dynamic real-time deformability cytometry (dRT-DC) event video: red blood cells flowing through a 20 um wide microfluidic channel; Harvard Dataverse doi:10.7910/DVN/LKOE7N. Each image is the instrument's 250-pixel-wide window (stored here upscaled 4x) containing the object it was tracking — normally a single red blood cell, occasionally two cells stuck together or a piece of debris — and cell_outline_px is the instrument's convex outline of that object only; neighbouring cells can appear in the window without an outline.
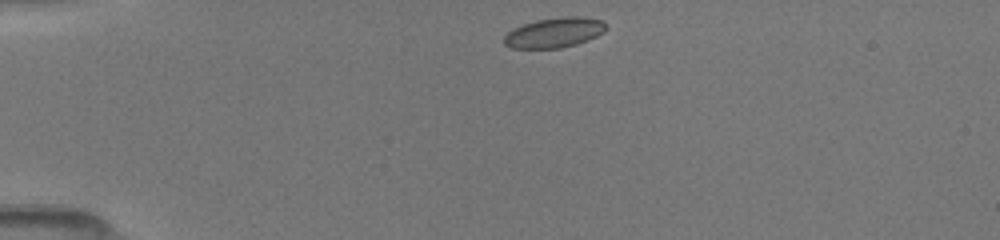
{"species": "common noctule bat (a hibernating species)", "species_latin": "Nyctalus noctula", "temperature_condition": "room temperature", "stored_images_in_passage": 16, "camera_frame_rate_fps": 3000, "um_per_image_px": 0.085, "animal": {"sex": "female", "body_mass_g": 19.5, "forearm_length_mm": 54.1}, "frame": {"image": 1, "passage_image": 1, "time_ms": 0.0, "image_size_px": [1000, 240], "cell_outline_px": [[608, 28], [604, 32], [588, 40], [576, 44], [560, 48], [512, 48], [504, 44], [504, 36], [512, 28], [536, 20], [564, 16], [580, 16], [604, 20], [608, 24]], "centroid_in_image_um": [47.16, 2.76], "position_along_channel_um": 37.8, "area_um2": 18.03}}
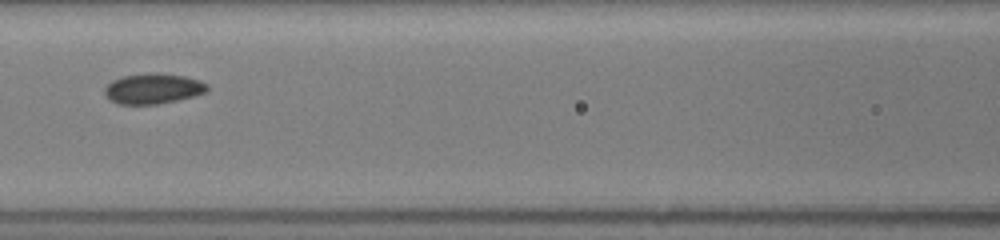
{"frame": {"image": 2, "passage_image": 10, "time_ms": 4.0, "image_size_px": [1000, 240], "cell_outline_px": [[208, 92], [196, 96], [156, 104], [120, 104], [108, 100], [104, 92], [104, 88], [112, 80], [124, 76], [156, 72], [184, 76], [200, 80], [208, 84]], "centroid_in_image_um": [13.03, 7.53], "position_along_channel_um": 153.6, "area_um2": 18.26}}
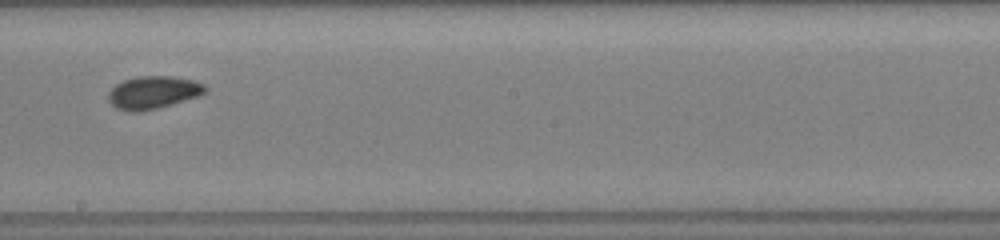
{"frame": {"image": 3, "passage_image": 14, "time_ms": 6.0, "image_size_px": [1000, 240], "cell_outline_px": [[208, 88], [200, 96], [172, 104], [156, 108], [136, 112], [128, 112], [116, 108], [108, 100], [108, 92], [116, 84], [124, 80], [140, 76], [172, 76], [192, 80], [204, 84]], "centroid_in_image_um": [13.01, 7.86], "position_along_channel_um": 235.2, "area_um2": 18.44}}